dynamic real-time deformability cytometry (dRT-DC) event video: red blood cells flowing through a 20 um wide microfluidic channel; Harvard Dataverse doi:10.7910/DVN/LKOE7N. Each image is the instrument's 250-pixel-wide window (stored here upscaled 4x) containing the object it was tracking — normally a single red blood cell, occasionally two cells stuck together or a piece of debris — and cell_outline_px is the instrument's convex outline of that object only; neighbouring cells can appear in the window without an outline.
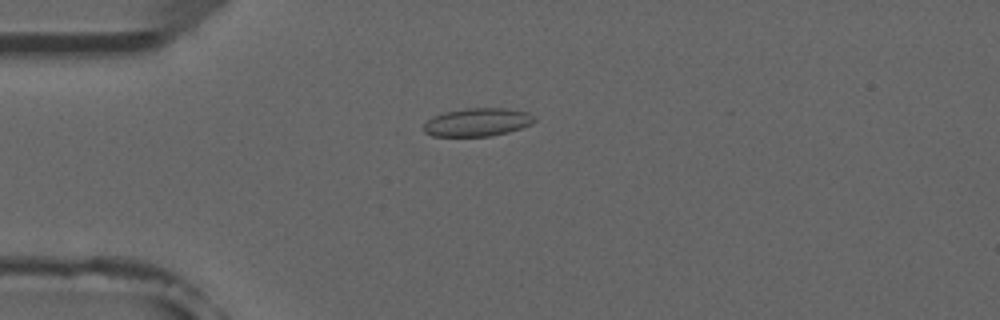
{"species": "common noctule bat (a hibernating species)", "species_latin": "Nyctalus noctula", "temperature_condition": "room temperature", "stored_images_in_passage": 7, "camera_frame_rate_fps": 3000, "um_per_image_px": 0.085, "animal": {"sex": "male", "forearm_length_mm": 52.5}, "frame": {"image": 1, "passage_image": 4, "time_ms": 3.667, "image_size_px": [1000, 320], "cell_outline_px": [[536, 120], [532, 124], [508, 132], [492, 136], [432, 136], [424, 132], [424, 124], [432, 116], [444, 112], [464, 108], [508, 108], [528, 112]], "centroid_in_image_um": [40.57, 10.38], "position_along_channel_um": 44.4, "area_um2": 18.26}}
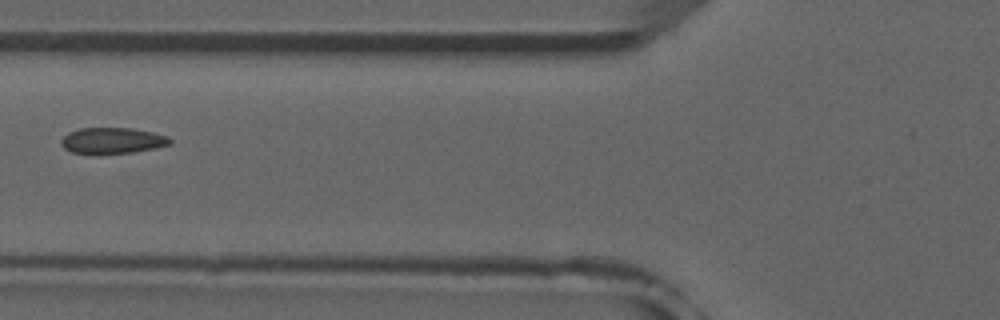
{"frame": {"image": 2, "passage_image": 6, "time_ms": 6.0, "image_size_px": [1000, 320], "cell_outline_px": [[172, 144], [156, 148], [132, 152], [100, 156], [96, 156], [72, 152], [64, 148], [60, 144], [60, 140], [68, 132], [80, 128], [132, 128], [152, 132], [168, 136], [172, 140]], "centroid_in_image_um": [9.52, 11.98], "position_along_channel_um": 116.3, "area_um2": 17.11}}
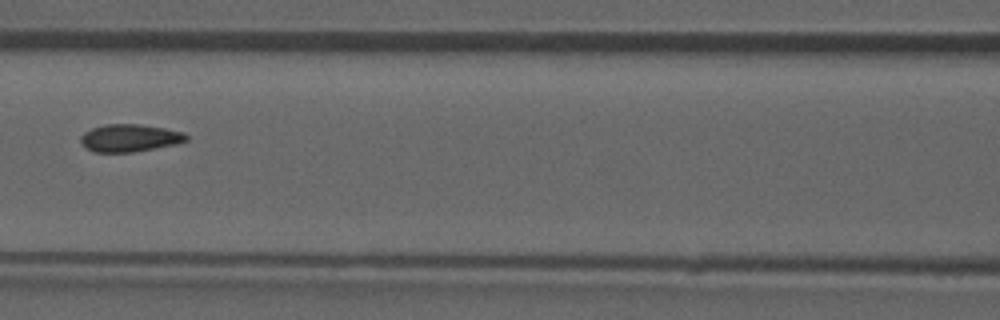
{"frame": {"image": 3, "passage_image": 7, "time_ms": 7.0, "image_size_px": [1000, 320], "cell_outline_px": [[188, 140], [176, 144], [132, 152], [92, 152], [84, 148], [80, 140], [80, 136], [84, 132], [92, 128], [104, 124], [140, 124], [164, 128], [184, 132], [188, 136]], "centroid_in_image_um": [10.99, 11.73], "position_along_channel_um": 155.6, "area_um2": 17.05}}